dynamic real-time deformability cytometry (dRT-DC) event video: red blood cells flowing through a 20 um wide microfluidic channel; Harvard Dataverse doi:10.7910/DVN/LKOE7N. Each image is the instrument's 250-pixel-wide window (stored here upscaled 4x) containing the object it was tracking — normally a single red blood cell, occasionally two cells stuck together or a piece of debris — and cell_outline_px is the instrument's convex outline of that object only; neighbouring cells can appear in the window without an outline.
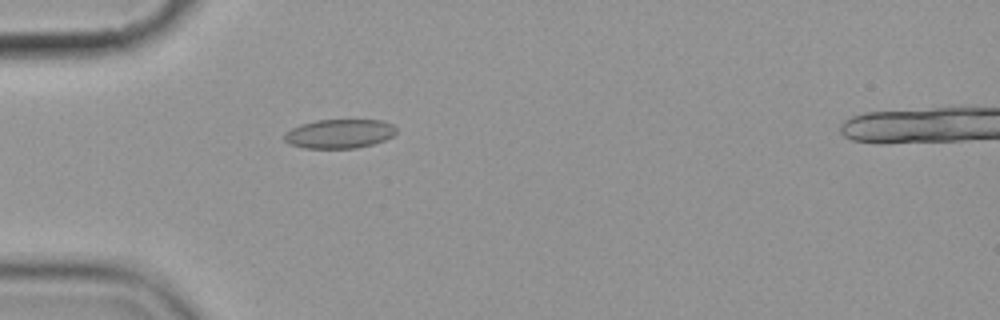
{"species": "common noctule bat (a hibernating species)", "species_latin": "Nyctalus noctula", "temperature_condition": "cold", "stored_images_in_passage": 5, "camera_frame_rate_fps": 3000, "um_per_image_px": 0.085, "animal": {"sex": "female", "body_mass_g": 19.9}, "frame": {"image": 1, "passage_image": 5, "time_ms": 5.333, "image_size_px": [1000, 320], "cell_outline_px": [[396, 132], [392, 136], [384, 140], [372, 144], [356, 148], [304, 148], [288, 144], [284, 140], [284, 132], [300, 124], [316, 120], [384, 120], [392, 124], [396, 128]], "centroid_in_image_um": [28.82, 11.36], "position_along_channel_um": 56.2, "area_um2": 19.07}}